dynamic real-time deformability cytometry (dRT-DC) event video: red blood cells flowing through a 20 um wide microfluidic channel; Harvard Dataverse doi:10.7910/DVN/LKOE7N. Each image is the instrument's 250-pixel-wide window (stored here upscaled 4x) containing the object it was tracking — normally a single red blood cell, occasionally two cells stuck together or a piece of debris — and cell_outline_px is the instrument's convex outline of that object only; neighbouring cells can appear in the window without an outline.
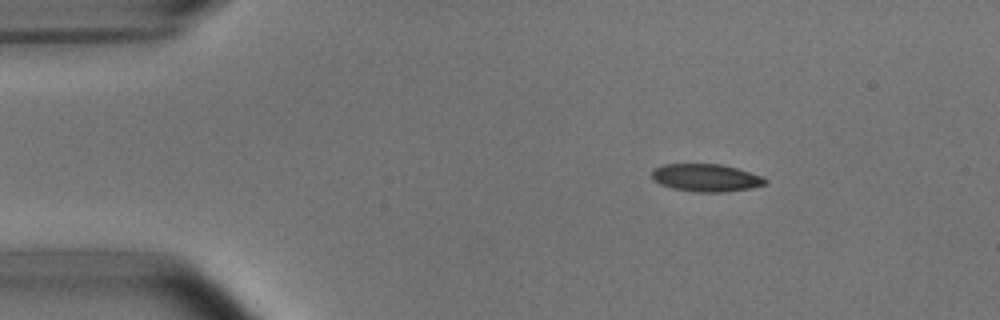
{"species": "common noctule bat (a hibernating species)", "species_latin": "Nyctalus noctula", "temperature_condition": "room temperature", "stored_images_in_passage": 4, "camera_frame_rate_fps": 3000, "um_per_image_px": 0.085, "animal": {"sex": "male", "body_mass_g": 15.6}, "frame": {"image": 1, "passage_image": 2, "time_ms": 1.333, "image_size_px": [1000, 320], "cell_outline_px": [[768, 184], [752, 188], [724, 192], [696, 192], [672, 188], [660, 184], [652, 180], [652, 168], [664, 164], [720, 164], [736, 168], [760, 176], [768, 180]], "centroid_in_image_um": [59.99, 15.11], "position_along_channel_um": 25.0, "area_um2": 18.32}}